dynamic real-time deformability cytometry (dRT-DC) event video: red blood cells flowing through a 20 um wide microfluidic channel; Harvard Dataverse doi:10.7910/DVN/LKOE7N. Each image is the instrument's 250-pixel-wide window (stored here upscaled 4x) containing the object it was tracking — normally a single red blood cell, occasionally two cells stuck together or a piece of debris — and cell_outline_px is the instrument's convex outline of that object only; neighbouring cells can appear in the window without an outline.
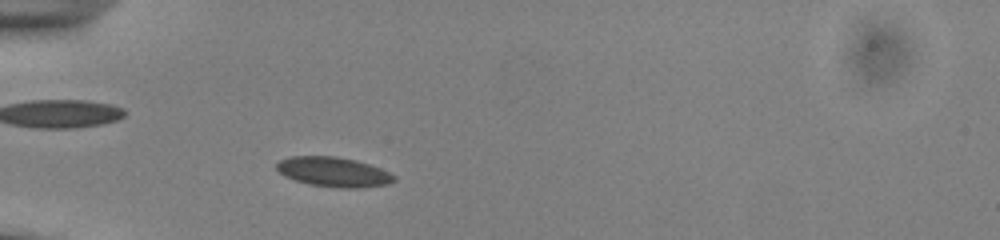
{"species": "common noctule bat (a hibernating species)", "species_latin": "Nyctalus noctula", "temperature_condition": "cold", "stored_images_in_passage": 44, "camera_frame_rate_fps": 3000, "um_per_image_px": 0.085, "animal": {"sex": "male", "body_mass_g": 13.0, "forearm_length_mm": 53.1}, "frame": {"image": 1, "passage_image": 7, "time_ms": 2.0, "image_size_px": [1000, 240], "cell_outline_px": [[396, 180], [388, 184], [360, 188], [340, 188], [308, 184], [284, 176], [276, 168], [276, 164], [280, 160], [292, 156], [336, 156], [356, 160], [380, 168], [396, 176]], "centroid_in_image_um": [28.36, 14.62], "position_along_channel_um": 56.6, "area_um2": 20.35}}
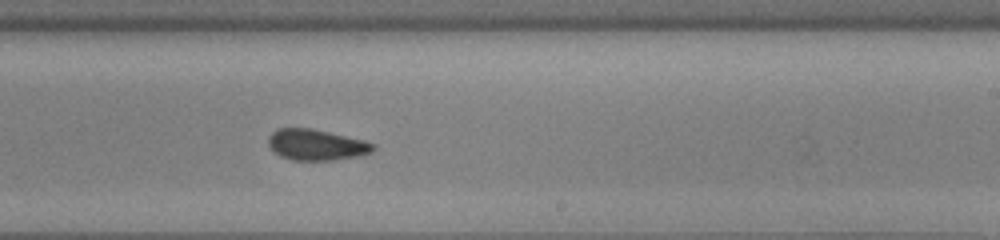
{"frame": {"image": 2, "passage_image": 24, "time_ms": 7.667, "image_size_px": [1000, 240], "cell_outline_px": [[376, 148], [372, 152], [360, 156], [332, 160], [292, 160], [280, 156], [268, 144], [268, 136], [276, 128], [312, 128], [364, 140], [376, 144]], "centroid_in_image_um": [26.91, 12.3], "position_along_channel_um": 262.1, "area_um2": 19.02}}
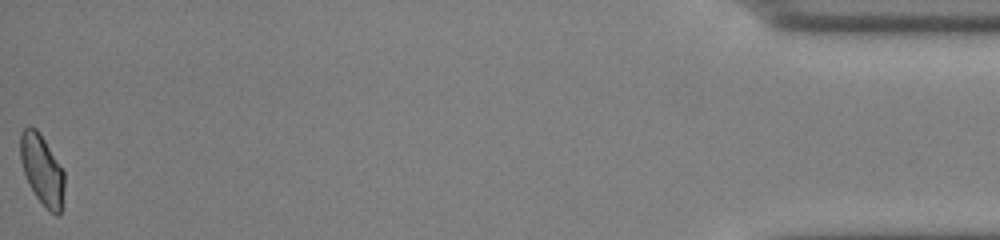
{"frame": {"image": 3, "passage_image": 44, "time_ms": 14.333, "image_size_px": [1000, 240], "cell_outline_px": [[64, 188], [60, 216], [56, 216], [36, 196], [28, 184], [20, 160], [20, 132], [28, 124], [36, 128], [40, 132], [64, 172]], "centroid_in_image_um": [3.55, 14.38], "position_along_channel_um": 431.6, "area_um2": 17.98}, "authors_computed_cell_mechanics": {"area_um2": 19.0451, "velocity_mm_per_s": 3.8566, "shape_relaxation_time_tau1_ms": 3.7735, "shape_relaxation_time_tau2_ms": 1.2995, "deformation_change_tau1": 0.0641, "deformation_change_tau2": 0.0718}}